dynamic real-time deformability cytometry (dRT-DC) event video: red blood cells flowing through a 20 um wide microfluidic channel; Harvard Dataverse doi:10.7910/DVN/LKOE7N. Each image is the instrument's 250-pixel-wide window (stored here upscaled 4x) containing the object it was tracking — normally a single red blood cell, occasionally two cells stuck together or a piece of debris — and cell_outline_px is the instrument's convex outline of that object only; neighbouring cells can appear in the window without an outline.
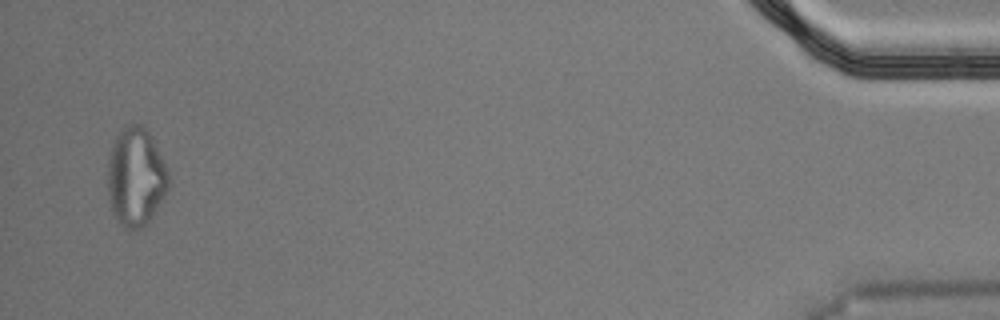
{"species": "Egyptian fruit bat (a non-hibernating species)", "species_latin": "Rousettus aegyptiacus", "temperature_condition": "cold", "stored_images_in_passage": 54, "segment_of_instrument_passage": [2, 2], "camera_frame_rate_fps": 3000, "um_per_image_px": 0.085, "animal": {"sex": "male"}, "frame": {"image": 1, "passage_image": 53, "time_ms": 17.333, "image_size_px": [1000, 320], "cell_outline_px": [[168, 192], [144, 228], [132, 232], [124, 228], [116, 220], [112, 212], [108, 196], [108, 156], [112, 144], [116, 136], [128, 124], [140, 124], [152, 136], [168, 172]], "centroid_in_image_um": [11.53, 15.1], "position_along_channel_um": 423.7, "area_um2": 35.26}}